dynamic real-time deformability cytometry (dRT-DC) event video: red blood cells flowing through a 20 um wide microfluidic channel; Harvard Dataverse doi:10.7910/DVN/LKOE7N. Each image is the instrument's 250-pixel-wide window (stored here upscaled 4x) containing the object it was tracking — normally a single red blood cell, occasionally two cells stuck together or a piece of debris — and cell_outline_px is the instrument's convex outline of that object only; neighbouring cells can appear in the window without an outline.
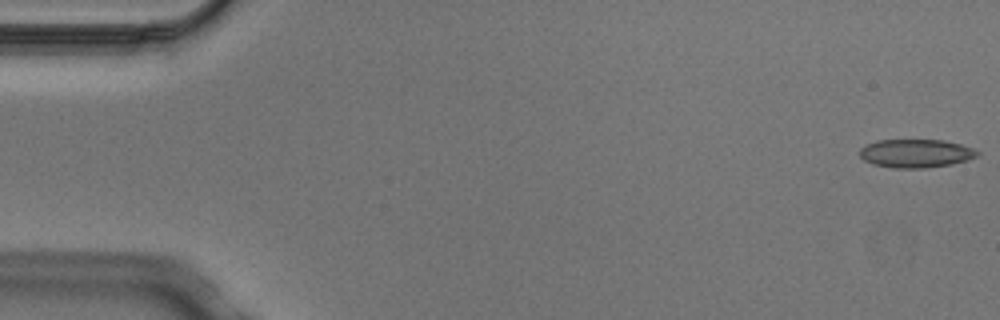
{"species": "Egyptian fruit bat (a non-hibernating species)", "species_latin": "Rousettus aegyptiacus", "temperature_condition": "cold", "stored_images_in_passage": 5, "camera_frame_rate_fps": 3000, "um_per_image_px": 0.085, "animal": {"sex": "male"}, "frame": {"image": 1, "passage_image": 1, "time_ms": 0.0, "image_size_px": [1000, 320], "cell_outline_px": [[980, 152], [976, 156], [968, 160], [952, 164], [924, 168], [892, 168], [872, 164], [864, 160], [860, 156], [860, 148], [876, 140], [944, 140], [960, 144], [972, 148]], "centroid_in_image_um": [77.83, 13.04], "position_along_channel_um": 7.2, "area_um2": 19.48}}
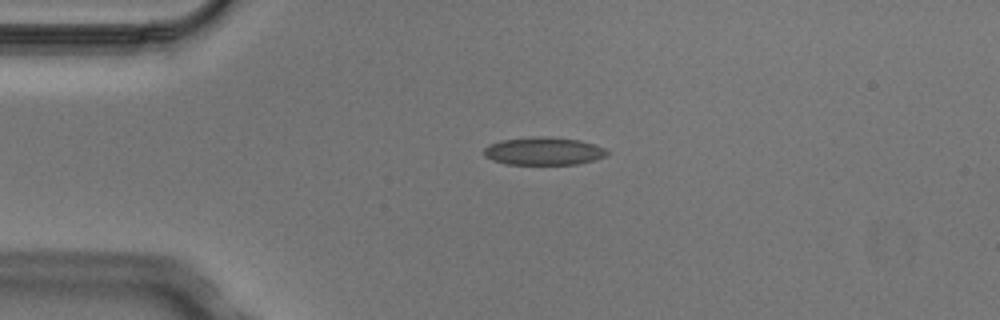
{"frame": {"image": 2, "passage_image": 4, "time_ms": 1.0, "image_size_px": [1000, 320], "cell_outline_px": [[612, 152], [604, 156], [592, 160], [576, 164], [508, 164], [492, 160], [484, 156], [484, 148], [488, 144], [500, 140], [532, 136], [548, 136], [580, 140], [596, 144]], "centroid_in_image_um": [46.2, 12.83], "position_along_channel_um": 38.8, "area_um2": 20.17}}